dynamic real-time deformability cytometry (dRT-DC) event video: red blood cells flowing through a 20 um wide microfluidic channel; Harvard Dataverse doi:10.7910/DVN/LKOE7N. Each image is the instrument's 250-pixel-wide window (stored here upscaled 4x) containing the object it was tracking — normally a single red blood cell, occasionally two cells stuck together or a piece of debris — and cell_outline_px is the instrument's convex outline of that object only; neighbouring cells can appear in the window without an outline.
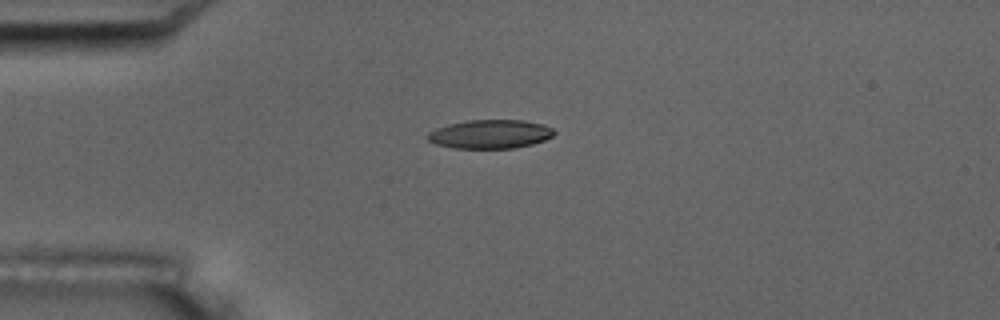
{"species": "common noctule bat (a hibernating species)", "species_latin": "Nyctalus noctula", "temperature_condition": "room temperature", "stored_images_in_passage": 1, "camera_frame_rate_fps": 3000, "um_per_image_px": 0.085, "animal": {"sex": "male", "body_mass_g": 17.5, "forearm_length_mm": 52.3}, "frame": {"image": 1, "passage_image": 1, "time_ms": 0.0, "image_size_px": [1000, 320], "cell_outline_px": [[556, 132], [552, 136], [544, 140], [532, 144], [516, 148], [456, 148], [436, 144], [428, 140], [428, 132], [436, 128], [448, 124], [468, 120], [524, 120], [544, 124], [552, 128]], "centroid_in_image_um": [41.69, 11.39], "position_along_channel_um": 43.3, "area_um2": 21.21}}